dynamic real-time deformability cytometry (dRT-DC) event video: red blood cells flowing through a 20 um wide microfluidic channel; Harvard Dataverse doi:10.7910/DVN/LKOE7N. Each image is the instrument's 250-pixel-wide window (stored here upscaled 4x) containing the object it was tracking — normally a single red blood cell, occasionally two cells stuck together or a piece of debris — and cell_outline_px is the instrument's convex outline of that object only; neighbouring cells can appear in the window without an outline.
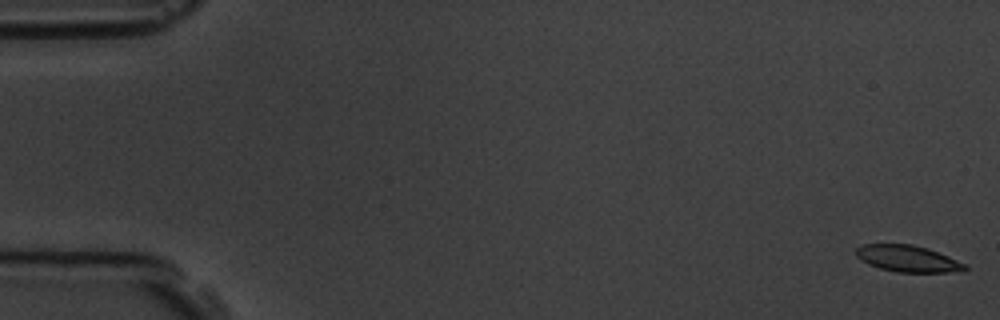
{"species": "common noctule bat (a hibernating species)", "species_latin": "Nyctalus noctula", "temperature_condition": "room temperature", "stored_images_in_passage": 4, "camera_frame_rate_fps": 3000, "um_per_image_px": 0.085, "animal": {"sex": "male", "body_mass_g": 19.5, "forearm_length_mm": 54.6}, "frame": {"image": 1, "passage_image": 1, "time_ms": 0.0, "image_size_px": [1000, 320], "cell_outline_px": [[968, 268], [964, 272], [896, 272], [880, 268], [868, 264], [860, 260], [856, 256], [856, 248], [864, 244], [912, 244], [928, 248], [948, 256], [964, 264]], "centroid_in_image_um": [77.16, 21.99], "position_along_channel_um": 7.8, "area_um2": 16.88}}